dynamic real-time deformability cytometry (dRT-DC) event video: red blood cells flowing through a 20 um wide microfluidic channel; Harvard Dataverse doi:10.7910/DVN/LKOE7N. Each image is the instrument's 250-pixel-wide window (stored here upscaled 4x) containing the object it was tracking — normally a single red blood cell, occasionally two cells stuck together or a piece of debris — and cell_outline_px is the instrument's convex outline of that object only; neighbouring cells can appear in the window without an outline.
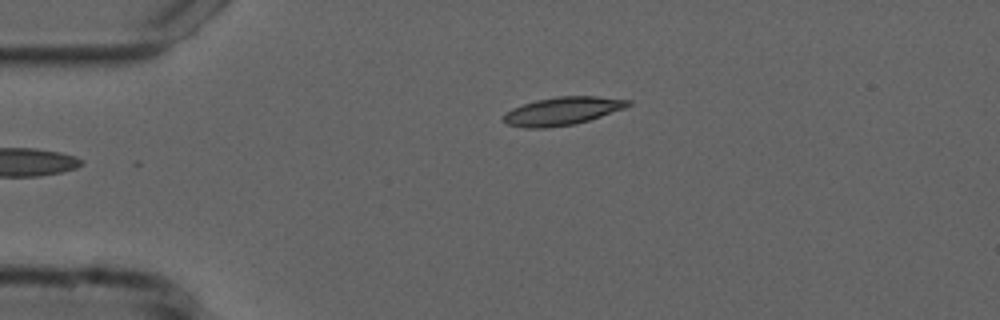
{"species": "common noctule bat (a hibernating species)", "species_latin": "Nyctalus noctula", "temperature_condition": "cold", "stored_images_in_passage": 6, "camera_frame_rate_fps": 3000, "um_per_image_px": 0.085, "animal": {"sex": "male", "forearm_length_mm": 52.5}, "frame": {"image": 1, "passage_image": 1, "time_ms": 0.0, "image_size_px": [1000, 320], "cell_outline_px": [[632, 104], [624, 108], [576, 124], [548, 128], [524, 128], [508, 124], [500, 120], [500, 116], [512, 108], [536, 100], [556, 96], [596, 96], [632, 100]], "centroid_in_image_um": [47.76, 9.44], "position_along_channel_um": 37.2, "area_um2": 20.52}}